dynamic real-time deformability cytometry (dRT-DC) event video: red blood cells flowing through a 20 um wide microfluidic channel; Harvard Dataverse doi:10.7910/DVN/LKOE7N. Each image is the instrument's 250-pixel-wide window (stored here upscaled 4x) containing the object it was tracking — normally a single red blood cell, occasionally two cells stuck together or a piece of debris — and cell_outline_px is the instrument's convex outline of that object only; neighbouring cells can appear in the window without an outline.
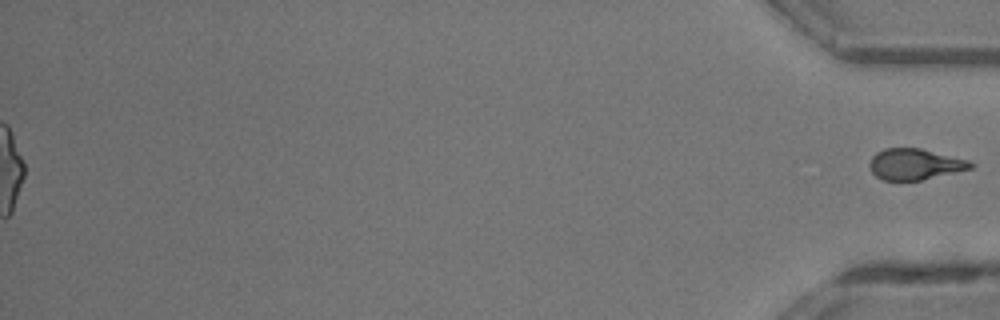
{"species": "common noctule bat (a hibernating species)", "species_latin": "Nyctalus noctula", "temperature_condition": "room temperature", "stored_images_in_passage": 48, "segment_of_instrument_passage": [2, 2], "camera_frame_rate_fps": 3000, "um_per_image_px": 0.085, "animal": {"sex": "male", "body_mass_g": 13.3}, "frame": {"image": 1, "passage_image": 48, "time_ms": 15.667, "image_size_px": [1000, 320], "cell_outline_px": [[972, 168], [956, 172], [920, 180], [880, 180], [872, 172], [868, 164], [872, 156], [876, 152], [884, 148], [920, 148], [968, 160], [972, 164]], "centroid_in_image_um": [77.71, 13.95], "position_along_channel_um": 357.5, "area_um2": 18.15}}